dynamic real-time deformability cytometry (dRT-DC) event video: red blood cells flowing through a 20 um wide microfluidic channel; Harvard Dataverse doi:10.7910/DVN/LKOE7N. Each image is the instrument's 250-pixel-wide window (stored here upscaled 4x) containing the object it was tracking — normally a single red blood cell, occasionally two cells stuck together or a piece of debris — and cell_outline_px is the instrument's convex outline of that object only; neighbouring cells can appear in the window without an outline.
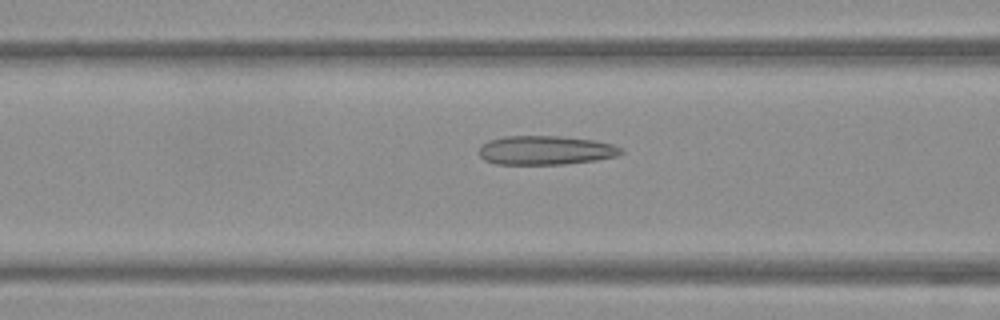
{"species": "Egyptian fruit bat (a non-hibernating species)", "species_latin": "Rousettus aegyptiacus", "temperature_condition": "warm", "stored_images_in_passage": 53, "camera_frame_rate_fps": 3000, "um_per_image_px": 0.085, "frame": {"image": 1, "passage_image": 21, "time_ms": 6.667, "image_size_px": [1000, 320], "cell_outline_px": [[624, 152], [616, 156], [596, 160], [564, 164], [496, 164], [484, 160], [476, 152], [480, 144], [488, 140], [504, 136], [560, 136], [592, 140], [612, 144], [624, 148]], "centroid_in_image_um": [46.32, 12.77], "position_along_channel_um": 120.3, "area_um2": 24.28}}
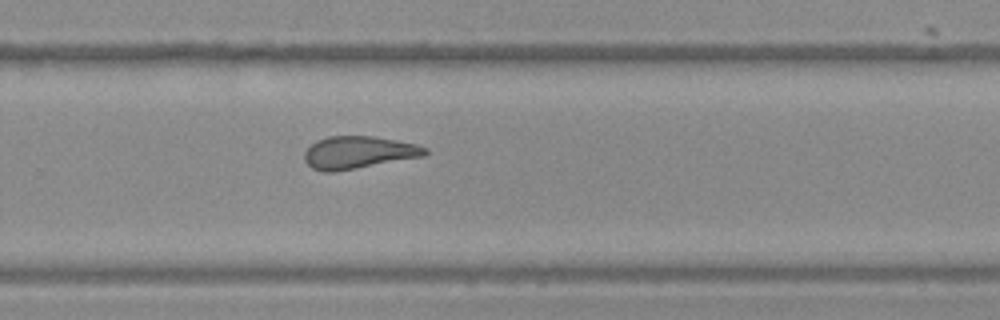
{"frame": {"image": 2, "passage_image": 35, "time_ms": 11.333, "image_size_px": [1000, 320], "cell_outline_px": [[428, 152], [424, 156], [336, 172], [324, 172], [312, 168], [304, 160], [304, 152], [316, 140], [328, 136], [372, 136], [396, 140], [416, 144], [428, 148]], "centroid_in_image_um": [30.46, 12.96], "position_along_channel_um": 299.3, "area_um2": 22.89}}
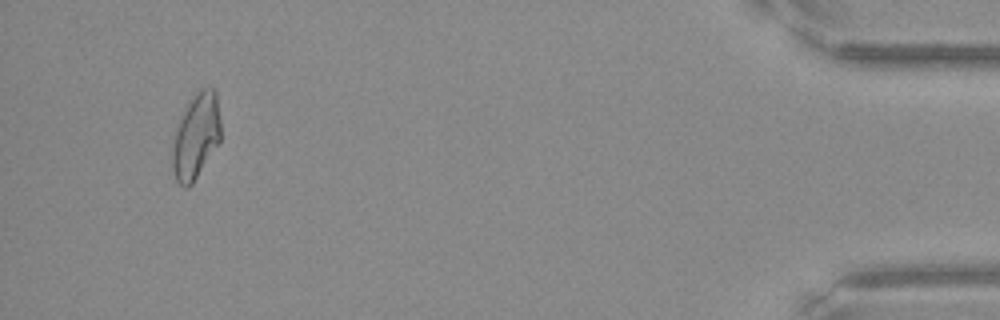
{"frame": {"image": 3, "passage_image": 50, "time_ms": 16.333, "image_size_px": [1000, 320], "cell_outline_px": [[220, 140], [192, 184], [188, 188], [184, 188], [176, 180], [172, 168], [168, 152], [176, 128], [188, 104], [196, 92], [200, 88], [216, 88], [220, 120]], "centroid_in_image_um": [16.62, 11.61], "position_along_channel_um": 418.6, "area_um2": 24.28}, "authors_computed_cell_mechanics": {"area_um2": 24.0448, "velocity_mm_per_s": 3.8385, "shape_relaxation_time_tau1_ms": null, "shape_relaxation_time_tau2_ms": 2.0248, "deformation_change_tau1": null, "deformation_change_tau2": 0.1194}}